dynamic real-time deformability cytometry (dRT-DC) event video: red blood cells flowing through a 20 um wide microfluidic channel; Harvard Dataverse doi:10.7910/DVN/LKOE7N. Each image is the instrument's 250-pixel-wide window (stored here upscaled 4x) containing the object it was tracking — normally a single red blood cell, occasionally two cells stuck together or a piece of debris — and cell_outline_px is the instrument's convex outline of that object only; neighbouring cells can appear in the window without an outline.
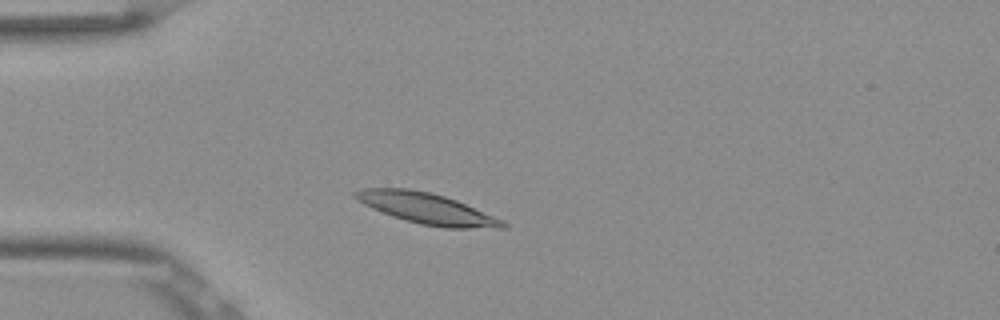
{"species": "Egyptian fruit bat (a non-hibernating species)", "species_latin": "Rousettus aegyptiacus", "temperature_condition": "room temperature", "stored_images_in_passage": 48, "camera_frame_rate_fps": 3000, "um_per_image_px": 0.085, "frame": {"image": 1, "passage_image": 9, "time_ms": 2.667, "image_size_px": [1000, 320], "cell_outline_px": [[508, 228], [444, 228], [420, 224], [392, 216], [372, 208], [364, 204], [352, 196], [352, 192], [360, 188], [408, 188], [432, 192], [456, 200], [504, 220], [508, 224]], "centroid_in_image_um": [36.28, 17.72], "position_along_channel_um": 48.7, "area_um2": 26.65}}
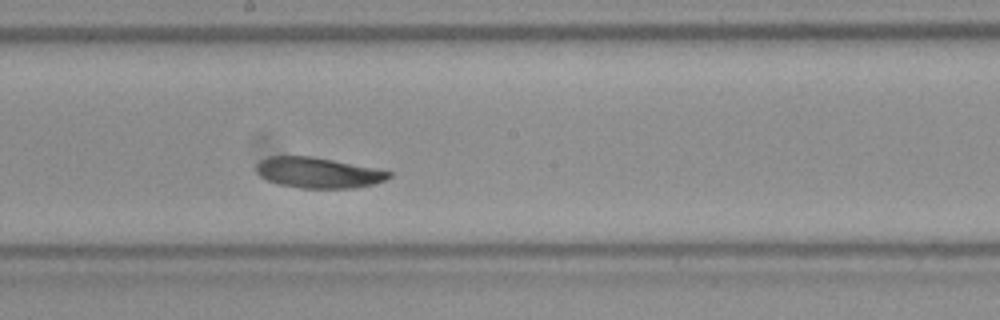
{"frame": {"image": 2, "passage_image": 24, "time_ms": 7.667, "image_size_px": [1000, 320], "cell_outline_px": [[392, 176], [376, 184], [352, 188], [300, 188], [280, 184], [268, 180], [260, 176], [256, 172], [256, 164], [260, 160], [268, 156], [312, 156], [376, 168], [392, 172]], "centroid_in_image_um": [27.05, 14.67], "position_along_channel_um": 221.2, "area_um2": 23.7}}
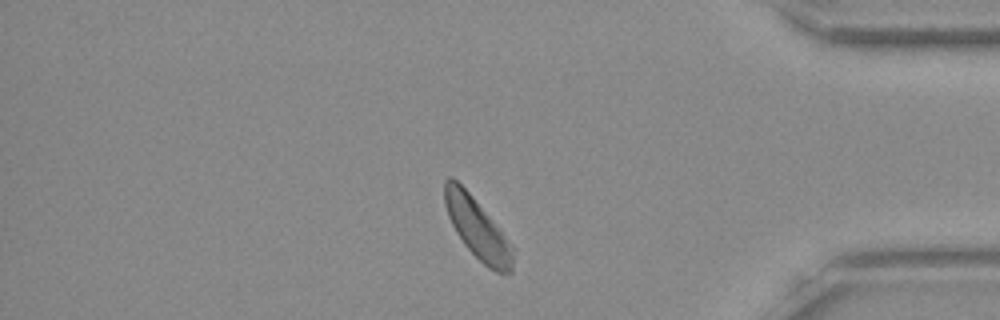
{"frame": {"image": 3, "passage_image": 40, "time_ms": 13.0, "image_size_px": [1000, 320], "cell_outline_px": [[516, 248], [512, 272], [496, 272], [488, 268], [464, 244], [456, 232], [448, 216], [444, 204], [444, 180], [448, 176], [452, 176], [472, 196]], "centroid_in_image_um": [40.6, 19.43], "position_along_channel_um": 394.6, "area_um2": 24.04}, "authors_computed_cell_mechanics": {"area_um2": 24.4494, "velocity_mm_per_s": 3.7708, "shape_relaxation_time_tau1_ms": 6.0396, "shape_relaxation_time_tau2_ms": null, "deformation_change_tau1": 0.1181, "deformation_change_tau2": null}}